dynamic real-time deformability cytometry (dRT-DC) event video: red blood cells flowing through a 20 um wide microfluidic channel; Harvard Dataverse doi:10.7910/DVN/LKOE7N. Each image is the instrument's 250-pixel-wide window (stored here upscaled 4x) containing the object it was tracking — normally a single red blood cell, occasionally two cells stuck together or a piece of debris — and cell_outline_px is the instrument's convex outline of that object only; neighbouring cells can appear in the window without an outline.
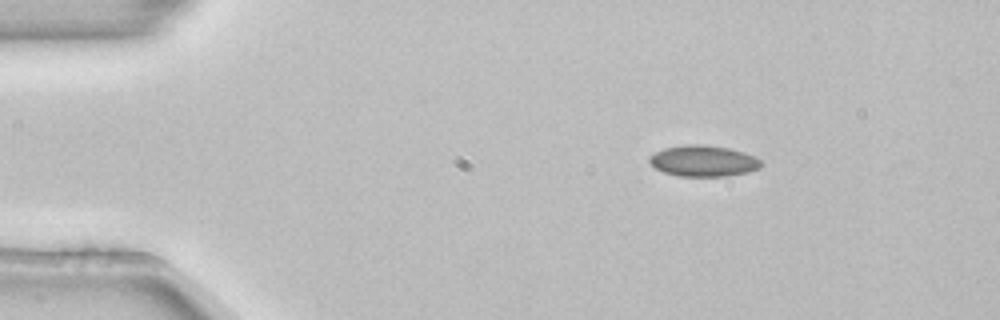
{"species": "common noctule bat (a hibernating species)", "species_latin": "Nyctalus noctula", "temperature_condition": "room temperature", "stored_images_in_passage": 6, "camera_frame_rate_fps": 3000, "um_per_image_px": 0.085, "animal": {"sex": "female", "body_mass_g": 22.7, "forearm_length_mm": 54.2}, "frame": {"image": 1, "passage_image": 1, "time_ms": 0.0, "image_size_px": [1000, 320], "cell_outline_px": [[764, 164], [760, 168], [748, 172], [728, 176], [676, 176], [664, 172], [656, 168], [648, 160], [648, 156], [664, 148], [684, 144], [700, 144], [728, 148], [744, 152], [756, 156]], "centroid_in_image_um": [59.81, 13.68], "position_along_channel_um": 25.2, "area_um2": 20.4}}
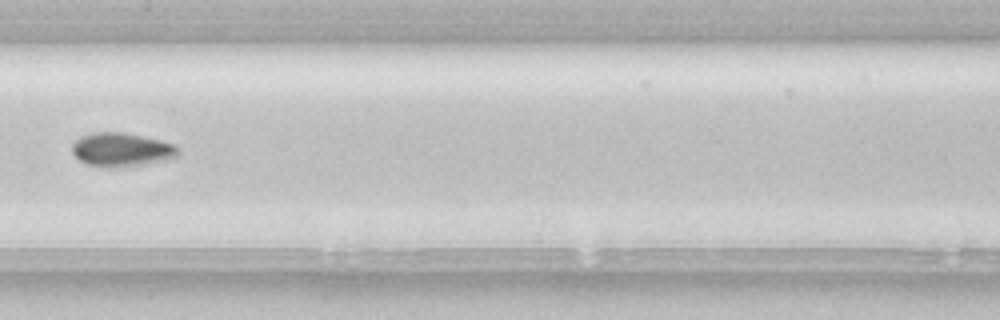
{"frame": {"image": 2, "passage_image": 6, "time_ms": 1.667, "image_size_px": [1000, 320], "cell_outline_px": [[176, 156], [164, 160], [144, 164], [108, 168], [104, 168], [88, 164], [80, 160], [72, 152], [72, 144], [80, 136], [92, 132], [124, 132], [160, 140], [176, 144]], "centroid_in_image_um": [10.28, 12.71], "position_along_channel_um": 197.1, "area_um2": 20.69}}